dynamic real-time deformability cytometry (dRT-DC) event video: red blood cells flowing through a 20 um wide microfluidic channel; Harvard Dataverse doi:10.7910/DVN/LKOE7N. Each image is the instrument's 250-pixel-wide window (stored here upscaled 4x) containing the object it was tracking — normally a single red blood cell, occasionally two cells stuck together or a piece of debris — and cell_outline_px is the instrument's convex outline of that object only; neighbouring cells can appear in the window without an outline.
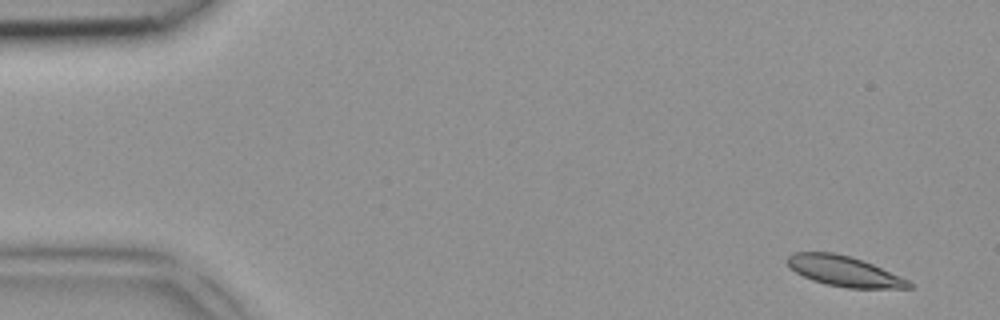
{"species": "common noctule bat (a hibernating species)", "species_latin": "Nyctalus noctula", "temperature_condition": "room temperature", "stored_images_in_passage": 4, "camera_frame_rate_fps": 3000, "um_per_image_px": 0.085, "animal": {"sex": "female", "body_mass_g": 18.4}, "frame": {"image": 1, "passage_image": 1, "time_ms": 0.0, "image_size_px": [1000, 320], "cell_outline_px": [[912, 288], [848, 288], [824, 284], [812, 280], [796, 272], [784, 260], [792, 252], [836, 252], [872, 264], [900, 276], [908, 280], [912, 284]], "centroid_in_image_um": [71.72, 23.05], "position_along_channel_um": 13.3, "area_um2": 21.33}}
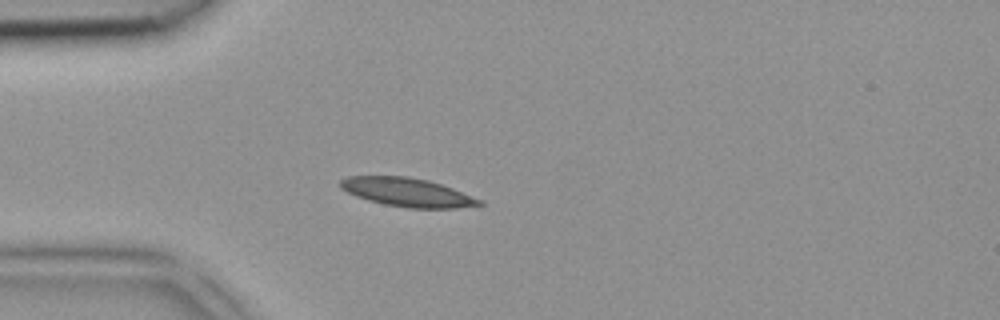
{"frame": {"image": 2, "passage_image": 4, "time_ms": 1.0, "image_size_px": [1000, 320], "cell_outline_px": [[484, 204], [456, 208], [408, 208], [384, 204], [368, 200], [356, 196], [340, 188], [340, 180], [348, 176], [408, 176], [428, 180], [452, 188], [484, 200]], "centroid_in_image_um": [34.63, 16.34], "position_along_channel_um": 50.4, "area_um2": 23.18}}